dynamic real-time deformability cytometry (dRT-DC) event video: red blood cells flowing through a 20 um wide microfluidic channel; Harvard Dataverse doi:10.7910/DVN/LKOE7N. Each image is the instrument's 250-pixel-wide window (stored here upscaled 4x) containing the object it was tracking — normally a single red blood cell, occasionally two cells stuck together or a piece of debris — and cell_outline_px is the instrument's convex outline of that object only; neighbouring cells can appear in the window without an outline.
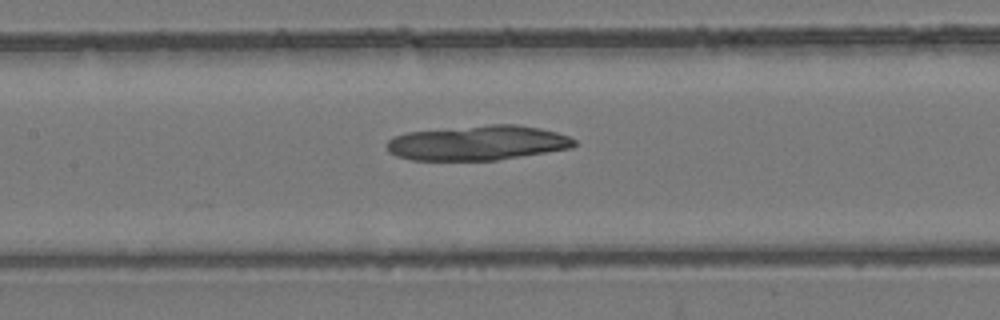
{"species": "common noctule bat (a hibernating species)", "species_latin": "Nyctalus noctula", "temperature_condition": "room temperature", "stored_images_in_passage": 53, "camera_frame_rate_fps": 3000, "um_per_image_px": 0.085, "animal": {"sex": "female", "body_mass_g": 24.6, "forearm_length_mm": 56.2}, "frame": {"image": 1, "passage_image": 25, "time_ms": 8.0, "image_size_px": [1000, 320], "cell_outline_px": [[576, 144], [572, 148], [496, 160], [412, 160], [396, 156], [388, 152], [384, 144], [388, 140], [396, 136], [408, 132], [488, 124], [516, 124], [540, 128], [556, 132], [568, 136], [576, 140]], "centroid_in_image_um": [40.59, 12.14], "position_along_channel_um": 166.8, "area_um2": 38.09}}
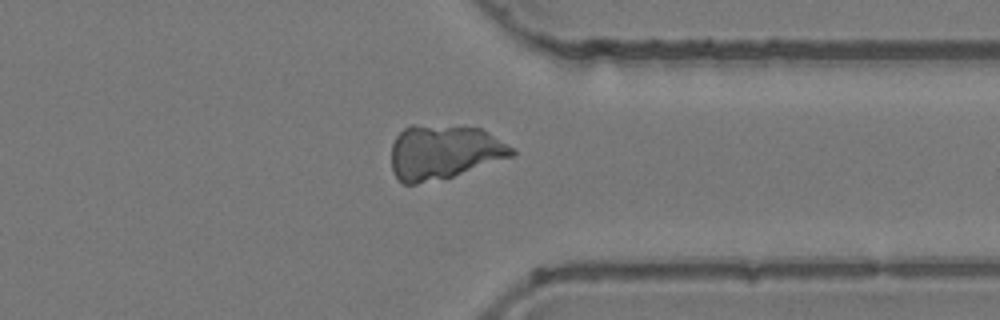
{"frame": {"image": 2, "passage_image": 41, "time_ms": 13.333, "image_size_px": [1000, 320], "cell_outline_px": [[516, 156], [452, 176], [416, 184], [404, 184], [392, 172], [392, 144], [396, 136], [404, 128], [412, 124], [416, 124], [480, 128], [488, 132], [512, 148], [516, 152]], "centroid_in_image_um": [37.72, 12.92], "position_along_channel_um": 373.7, "area_um2": 38.03}}
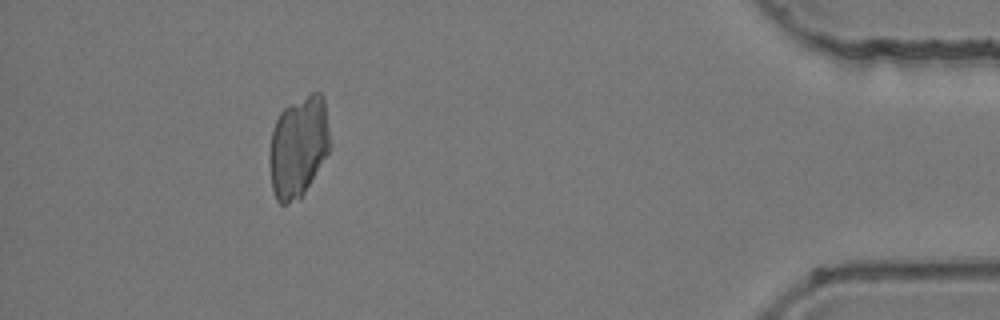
{"frame": {"image": 3, "passage_image": 48, "time_ms": 15.667, "image_size_px": [1000, 320], "cell_outline_px": [[332, 144], [328, 152], [300, 200], [288, 204], [280, 204], [276, 200], [272, 188], [268, 164], [268, 156], [272, 132], [276, 120], [280, 112], [284, 108], [312, 92], [320, 92], [324, 100]], "centroid_in_image_um": [25.35, 12.5], "position_along_channel_um": 409.8, "area_um2": 36.01}}